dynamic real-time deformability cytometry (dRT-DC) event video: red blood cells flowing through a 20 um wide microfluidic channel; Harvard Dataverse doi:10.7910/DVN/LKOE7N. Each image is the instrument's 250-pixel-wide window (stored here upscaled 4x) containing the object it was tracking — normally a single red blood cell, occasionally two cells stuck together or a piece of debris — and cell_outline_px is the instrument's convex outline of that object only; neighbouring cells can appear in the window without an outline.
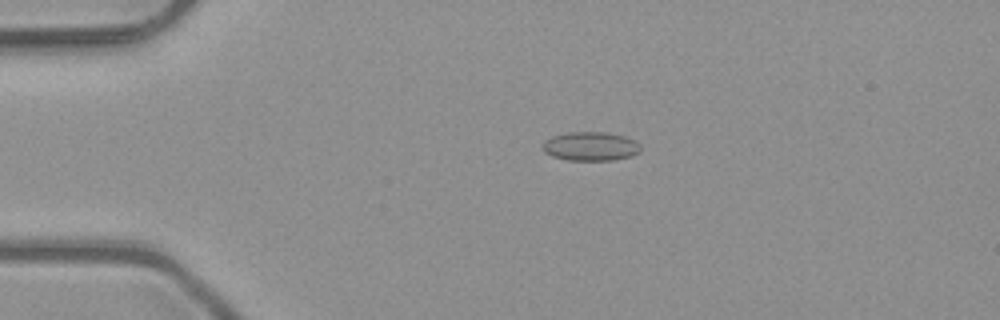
{"species": "common noctule bat (a hibernating species)", "species_latin": "Nyctalus noctula", "temperature_condition": "room temperature", "stored_images_in_passage": 5, "camera_frame_rate_fps": 3000, "um_per_image_px": 0.085, "animal": {"sex": "male", "body_mass_g": 23.1, "forearm_length_mm": 52.7}, "frame": {"image": 1, "passage_image": 4, "time_ms": 1.0, "image_size_px": [1000, 320], "cell_outline_px": [[640, 152], [632, 156], [612, 160], [568, 160], [552, 156], [544, 152], [540, 148], [544, 140], [552, 136], [568, 132], [608, 132], [624, 136], [636, 140], [640, 144]], "centroid_in_image_um": [50.19, 12.43], "position_along_channel_um": 34.8, "area_um2": 16.76}}
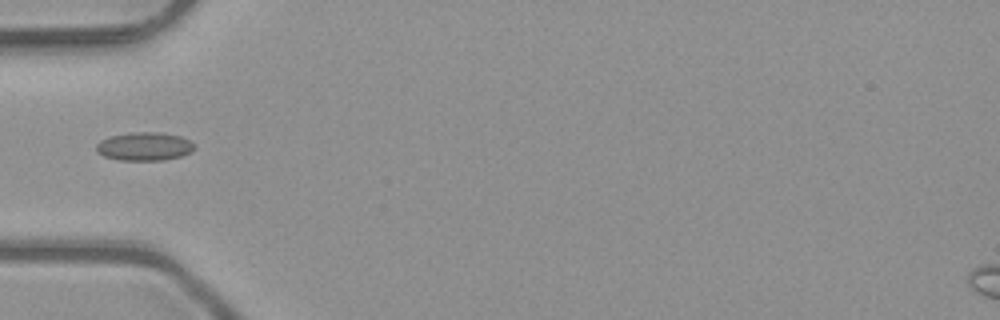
{"frame": {"image": 2, "passage_image": 5, "time_ms": 1.333, "image_size_px": [1000, 320], "cell_outline_px": [[196, 148], [192, 152], [180, 156], [164, 160], [120, 160], [104, 156], [96, 152], [96, 144], [100, 140], [112, 136], [132, 132], [156, 132], [180, 136], [196, 144]], "centroid_in_image_um": [12.29, 12.45], "position_along_channel_um": 72.7, "area_um2": 16.24}}